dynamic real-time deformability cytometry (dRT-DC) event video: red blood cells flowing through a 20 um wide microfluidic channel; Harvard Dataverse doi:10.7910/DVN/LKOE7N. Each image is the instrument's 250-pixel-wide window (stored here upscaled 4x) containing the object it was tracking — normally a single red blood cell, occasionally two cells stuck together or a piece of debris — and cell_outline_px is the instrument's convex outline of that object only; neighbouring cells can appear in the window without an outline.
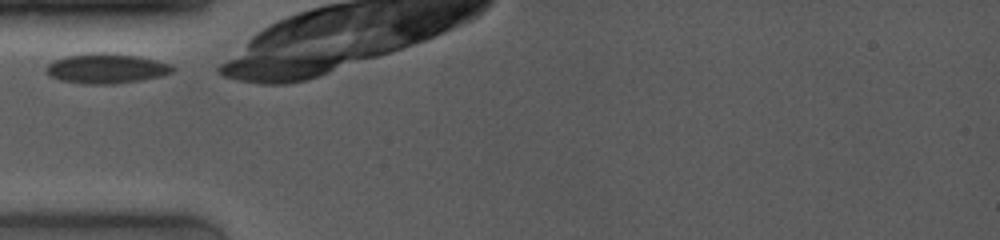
{"species": "common noctule bat (a hibernating species)", "species_latin": "Nyctalus noctula", "temperature_condition": "room temperature", "stored_images_in_passage": 10, "camera_frame_rate_fps": 4000, "um_per_image_px": 0.085, "animal": {"sex": "female", "body_mass_g": 19.0, "forearm_length_mm": 53.3}, "frame": {"image": 1, "passage_image": 1, "time_ms": 0.0, "image_size_px": [1000, 240], "cell_outline_px": [[176, 68], [172, 72], [160, 76], [140, 80], [112, 84], [84, 84], [60, 80], [48, 76], [44, 72], [44, 68], [48, 64], [64, 56], [92, 52], [104, 52], [140, 56], [172, 64]], "centroid_in_image_um": [9.01, 5.81], "position_along_channel_um": 76.0, "area_um2": 22.31}}
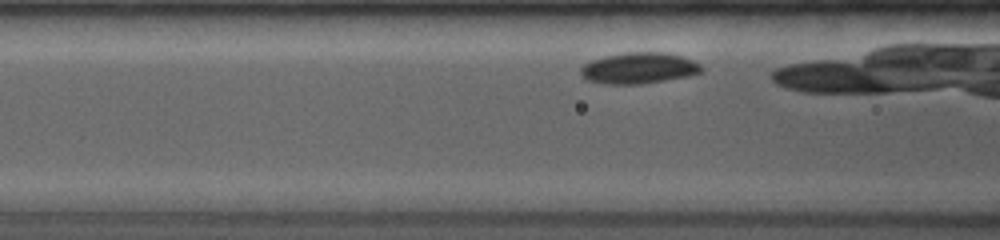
{"frame": {"image": 2, "passage_image": 6, "time_ms": 1.0, "image_size_px": [1000, 240], "cell_outline_px": [[704, 72], [688, 76], [640, 84], [604, 84], [588, 80], [580, 72], [580, 68], [584, 64], [592, 60], [604, 56], [624, 52], [664, 52], [680, 56], [692, 60], [700, 64], [704, 68]], "centroid_in_image_um": [54.32, 5.78], "position_along_channel_um": 112.3, "area_um2": 21.91}}